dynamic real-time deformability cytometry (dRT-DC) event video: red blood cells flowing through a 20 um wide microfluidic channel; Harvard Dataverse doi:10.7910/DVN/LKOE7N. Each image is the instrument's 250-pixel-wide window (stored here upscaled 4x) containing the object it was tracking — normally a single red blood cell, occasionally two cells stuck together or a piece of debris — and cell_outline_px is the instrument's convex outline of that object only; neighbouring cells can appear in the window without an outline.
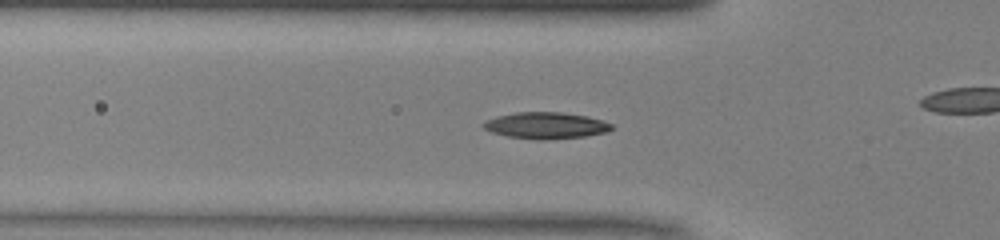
{"species": "common noctule bat (a hibernating species)", "species_latin": "Nyctalus noctula", "temperature_condition": "warm", "stored_images_in_passage": 49, "camera_frame_rate_fps": 3000, "um_per_image_px": 0.085, "animal": {"sex": "male", "body_mass_g": 13.0, "forearm_length_mm": 53.1}, "frame": {"image": 1, "passage_image": 15, "time_ms": 4.667, "image_size_px": [1000, 240], "cell_outline_px": [[612, 128], [604, 132], [588, 136], [544, 140], [536, 140], [508, 136], [492, 132], [484, 128], [480, 124], [496, 116], [516, 112], [560, 112], [588, 116], [612, 124]], "centroid_in_image_um": [46.37, 10.67], "position_along_channel_um": 79.4, "area_um2": 19.71}, "authors_computed_cell_mechanics": {"area_um2": 18.7272, "velocity_mm_per_s": 4.11, "shape_relaxation_time_tau1_ms": 5.0246, "shape_relaxation_time_tau2_ms": 2.0341, "deformation_change_tau1": 0.1749, "deformation_change_tau2": 0.0841}}